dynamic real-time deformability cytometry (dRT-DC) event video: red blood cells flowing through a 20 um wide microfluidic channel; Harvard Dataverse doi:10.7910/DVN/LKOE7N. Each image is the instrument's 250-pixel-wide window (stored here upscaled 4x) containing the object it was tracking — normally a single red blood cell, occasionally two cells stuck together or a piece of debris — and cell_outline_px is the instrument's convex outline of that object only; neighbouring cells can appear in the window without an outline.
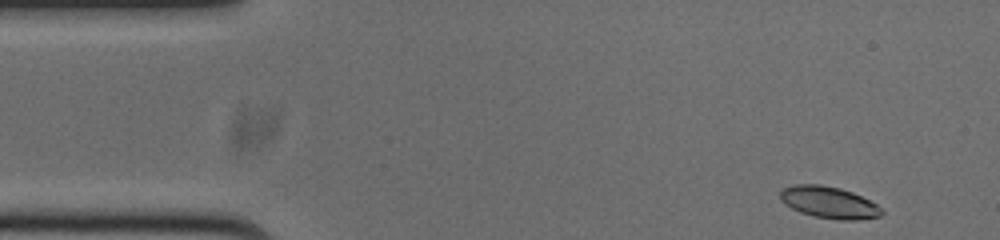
{"species": "common noctule bat (a hibernating species)", "species_latin": "Nyctalus noctula", "temperature_condition": "cold", "stored_images_in_passage": 50, "camera_frame_rate_fps": 3000, "um_per_image_px": 0.085, "animal": {"sex": "male", "body_mass_g": 20.0, "forearm_length_mm": 53.3}, "frame": {"image": 1, "passage_image": 1, "time_ms": 0.0, "image_size_px": [1000, 240], "cell_outline_px": [[884, 212], [880, 216], [856, 220], [840, 220], [816, 216], [800, 212], [784, 204], [780, 200], [780, 192], [784, 188], [796, 184], [820, 184], [840, 188], [852, 192], [876, 204]], "centroid_in_image_um": [70.45, 17.2], "position_along_channel_um": 14.6, "area_um2": 18.61}}
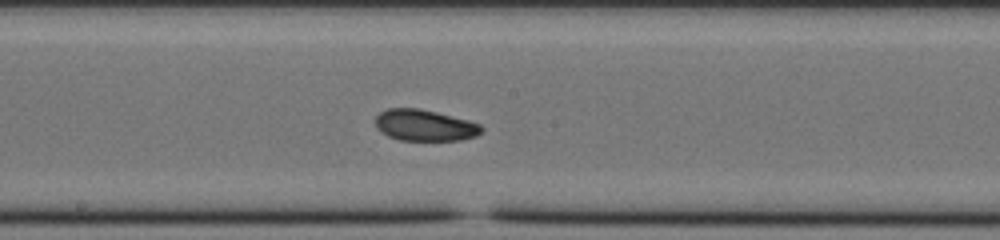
{"frame": {"image": 2, "passage_image": 24, "time_ms": 7.667, "image_size_px": [1000, 240], "cell_outline_px": [[484, 128], [476, 136], [460, 140], [400, 140], [388, 136], [380, 132], [376, 128], [376, 116], [380, 112], [388, 108], [420, 108], [468, 120], [480, 124]], "centroid_in_image_um": [36.08, 10.65], "position_along_channel_um": 212.1, "area_um2": 19.36}}
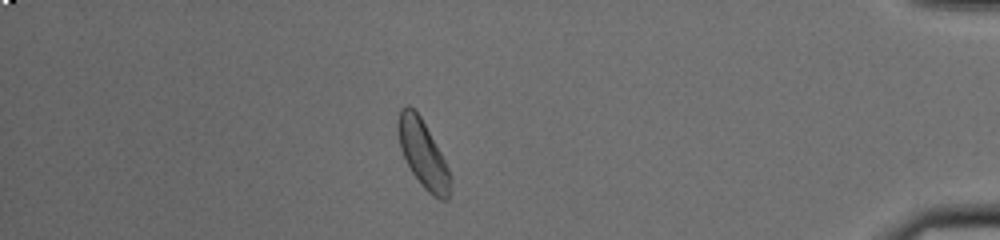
{"frame": {"image": 3, "passage_image": 43, "time_ms": 14.0, "image_size_px": [1000, 240], "cell_outline_px": [[452, 180], [448, 200], [440, 200], [432, 196], [424, 188], [412, 172], [400, 148], [396, 132], [396, 124], [400, 108], [404, 104], [408, 104], [420, 116], [440, 152], [448, 168]], "centroid_in_image_um": [35.93, 13.07], "position_along_channel_um": 399.3, "area_um2": 20.52}, "authors_computed_cell_mechanics": {"area_um2": 19.8543, "velocity_mm_per_s": 3.737, "shape_relaxation_time_tau1_ms": 2.5851, "shape_relaxation_time_tau2_ms": 5.007, "deformation_change_tau1": 0.0773, "deformation_change_tau2": 0.1018}}